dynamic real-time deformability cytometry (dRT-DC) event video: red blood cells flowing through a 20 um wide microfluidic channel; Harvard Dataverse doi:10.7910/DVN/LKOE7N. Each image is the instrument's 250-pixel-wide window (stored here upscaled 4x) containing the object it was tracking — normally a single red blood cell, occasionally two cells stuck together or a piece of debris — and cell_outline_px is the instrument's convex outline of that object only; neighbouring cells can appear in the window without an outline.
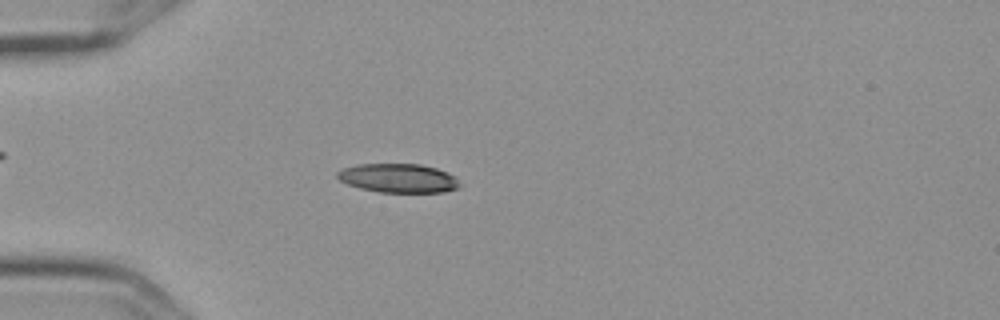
{"species": "Egyptian fruit bat (a non-hibernating species)", "species_latin": "Rousettus aegyptiacus", "temperature_condition": "cold", "stored_images_in_passage": 4, "camera_frame_rate_fps": 3000, "um_per_image_px": 0.085, "frame": {"image": 1, "passage_image": 4, "time_ms": 1.0, "image_size_px": [1000, 320], "cell_outline_px": [[460, 184], [456, 188], [444, 192], [380, 192], [360, 188], [348, 184], [340, 180], [336, 176], [336, 172], [340, 168], [356, 164], [420, 164], [436, 168], [448, 172], [456, 176]], "centroid_in_image_um": [33.83, 15.13], "position_along_channel_um": 51.2, "area_um2": 20.75}}